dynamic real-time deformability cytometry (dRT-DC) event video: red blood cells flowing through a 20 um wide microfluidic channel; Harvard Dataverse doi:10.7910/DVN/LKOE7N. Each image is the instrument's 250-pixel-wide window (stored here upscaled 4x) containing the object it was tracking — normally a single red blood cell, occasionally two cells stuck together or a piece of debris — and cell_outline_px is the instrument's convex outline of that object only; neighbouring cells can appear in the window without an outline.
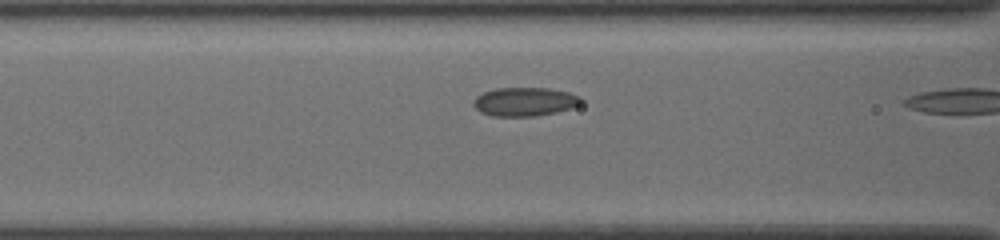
{"species": "common noctule bat (a hibernating species)", "species_latin": "Nyctalus noctula", "temperature_condition": "cold", "stored_images_in_passage": 9, "camera_frame_rate_fps": 3000, "um_per_image_px": 0.085, "animal": {"sex": "female", "body_mass_g": 19.5, "forearm_length_mm": 54.1}, "frame": {"image": 1, "passage_image": 8, "time_ms": 2.333, "image_size_px": [1000, 240], "cell_outline_px": [[584, 100], [580, 104], [572, 108], [556, 112], [536, 116], [492, 116], [480, 112], [472, 104], [472, 100], [476, 96], [484, 92], [496, 88], [548, 88], [568, 92], [580, 96]], "centroid_in_image_um": [44.6, 8.64], "position_along_channel_um": 122.0, "area_um2": 18.15}}